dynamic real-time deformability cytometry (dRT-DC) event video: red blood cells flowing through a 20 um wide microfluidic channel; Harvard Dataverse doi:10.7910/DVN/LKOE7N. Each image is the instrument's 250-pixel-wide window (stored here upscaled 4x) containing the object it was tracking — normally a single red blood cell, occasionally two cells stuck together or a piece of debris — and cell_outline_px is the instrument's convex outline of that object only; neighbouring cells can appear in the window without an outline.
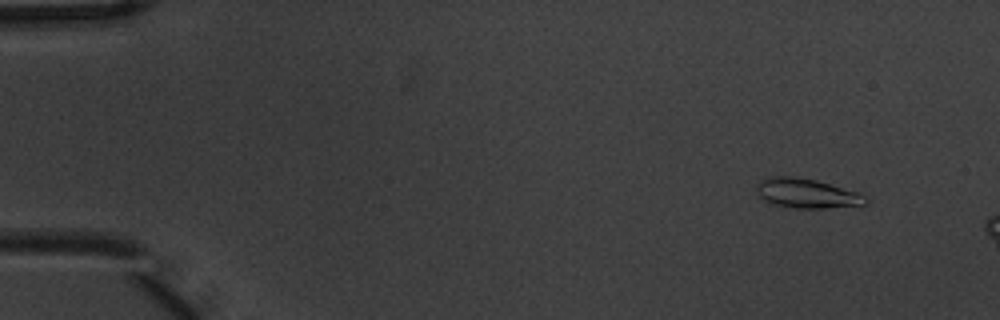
{"species": "common noctule bat (a hibernating species)", "species_latin": "Nyctalus noctula", "temperature_condition": "warm", "stored_images_in_passage": 4, "camera_frame_rate_fps": 3000, "um_per_image_px": 0.085, "animal": {"sex": "male", "body_mass_g": 20.1, "forearm_length_mm": 53.5}, "frame": {"image": 1, "passage_image": 2, "time_ms": 0.333, "image_size_px": [1000, 320], "cell_outline_px": [[868, 204], [824, 208], [792, 208], [772, 204], [756, 196], [756, 184], [760, 180], [768, 176], [796, 176], [816, 180], [860, 192], [868, 200]], "centroid_in_image_um": [68.52, 16.43], "position_along_channel_um": 16.5, "area_um2": 19.13}}